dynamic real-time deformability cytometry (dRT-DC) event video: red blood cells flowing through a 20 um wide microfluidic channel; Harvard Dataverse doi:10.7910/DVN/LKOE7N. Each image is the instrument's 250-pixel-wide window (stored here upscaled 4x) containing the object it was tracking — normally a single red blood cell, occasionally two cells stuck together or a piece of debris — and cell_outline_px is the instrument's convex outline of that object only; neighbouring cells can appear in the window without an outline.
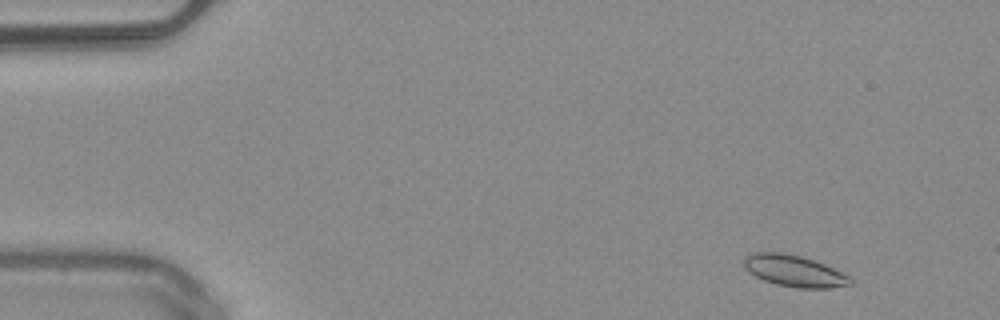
{"species": "common noctule bat (a hibernating species)", "species_latin": "Nyctalus noctula", "temperature_condition": "warm", "stored_images_in_passage": 50, "camera_frame_rate_fps": 3000, "um_per_image_px": 0.085, "animal": {"sex": "male", "body_mass_g": 20.4}, "frame": {"image": 1, "passage_image": 3, "time_ms": 0.667, "image_size_px": [1000, 320], "cell_outline_px": [[852, 284], [828, 288], [796, 288], [776, 284], [764, 280], [748, 272], [744, 268], [744, 256], [756, 252], [784, 252], [800, 256], [824, 264], [852, 276]], "centroid_in_image_um": [67.51, 23.03], "position_along_channel_um": 17.5, "area_um2": 19.59}}
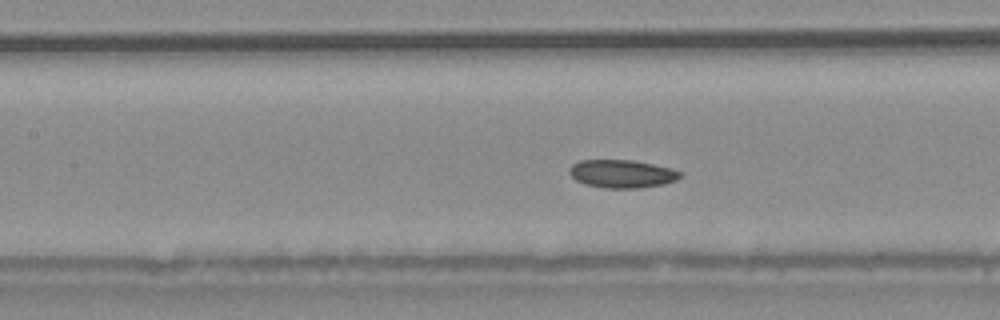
{"frame": {"image": 2, "passage_image": 21, "time_ms": 6.667, "image_size_px": [1000, 320], "cell_outline_px": [[684, 176], [676, 180], [664, 184], [636, 188], [604, 188], [584, 184], [576, 180], [568, 172], [568, 168], [572, 164], [580, 160], [632, 160], [672, 168], [684, 172]], "centroid_in_image_um": [52.89, 14.77], "position_along_channel_um": 154.5, "area_um2": 18.32}}
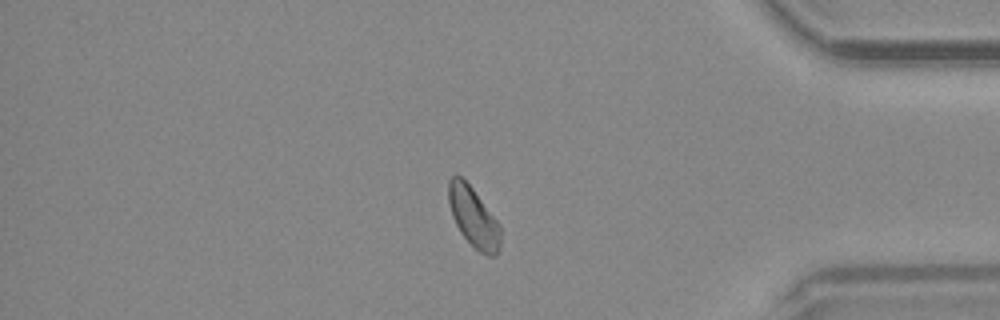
{"frame": {"image": 3, "passage_image": 41, "time_ms": 13.333, "image_size_px": [1000, 320], "cell_outline_px": [[500, 248], [496, 256], [488, 256], [480, 252], [460, 232], [452, 216], [448, 200], [448, 180], [456, 172], [472, 188], [500, 224]], "centroid_in_image_um": [40.24, 18.45], "position_along_channel_um": 395.0, "area_um2": 18.03}, "authors_computed_cell_mechanics": {"area_um2": 18.4093, "velocity_mm_per_s": 4.0223, "shape_relaxation_time_tau1_ms": 11.1129, "shape_relaxation_time_tau2_ms": null, "deformation_change_tau1": 0.1009, "deformation_change_tau2": null}}